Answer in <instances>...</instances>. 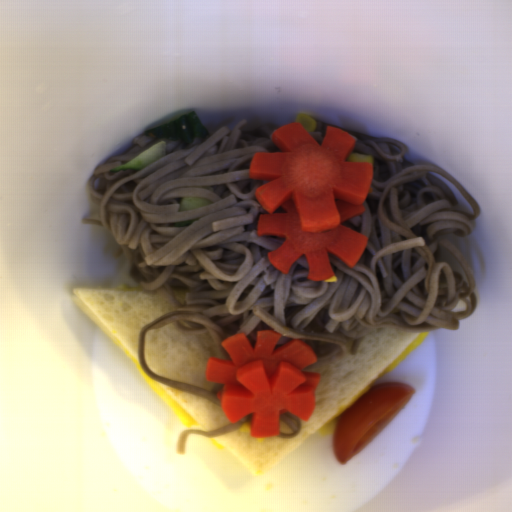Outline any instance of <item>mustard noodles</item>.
<instances>
[{"mask_svg": "<svg viewBox=\"0 0 512 512\" xmlns=\"http://www.w3.org/2000/svg\"><path fill=\"white\" fill-rule=\"evenodd\" d=\"M234 127L209 131L191 144L150 135L97 167L87 181L100 219H81L112 237L115 257L125 255L127 277L148 291H159L175 307L146 324L139 333L141 369L162 385L207 398L221 407L217 392L151 373L145 363V334L173 323L181 332L207 335L219 358L231 359L222 346L244 333L255 347L258 331L281 335L274 349L292 340L312 347L317 369L356 355L363 338L375 329L411 333L455 331L459 320L477 308L474 276L466 258L440 236L469 235L481 209L452 175L433 164L405 159L406 147L389 137H372L329 124L309 131L322 146L327 126L356 139L351 154L373 159L365 213L343 225L368 243L349 268L332 253L328 260L337 281H310L306 254L288 273L269 260L285 238L258 235L260 214H268L255 190L269 182L250 179L257 152H280L271 133L282 127L245 131ZM165 141L166 155L140 170L109 172L155 142ZM451 180L465 195L474 215L454 210L453 193L432 175ZM198 196L213 204L179 211L182 198ZM195 220L190 226L175 222ZM463 268L469 285L446 262L436 261L441 247Z\"/></svg>", "mask_w": 512, "mask_h": 512, "instance_id": "mustard-noodles-1", "label": "mustard noodles"}, {"mask_svg": "<svg viewBox=\"0 0 512 512\" xmlns=\"http://www.w3.org/2000/svg\"><path fill=\"white\" fill-rule=\"evenodd\" d=\"M247 421H251L250 416H248V415L245 416L244 418L238 420L235 423L231 422L228 425H225L223 427H220L218 429L211 430V431L184 430V431L180 432V434L178 436L176 454L183 455L185 453L188 438L192 434H198V435L205 436L210 439L214 436H219V435L227 434L230 432L238 431L243 427V425Z\"/></svg>", "mask_w": 512, "mask_h": 512, "instance_id": "mustard-noodles-2", "label": "mustard noodles"}, {"mask_svg": "<svg viewBox=\"0 0 512 512\" xmlns=\"http://www.w3.org/2000/svg\"><path fill=\"white\" fill-rule=\"evenodd\" d=\"M279 419H281L282 422L286 423L288 427L291 430V433H284L279 431V435L282 438H294L297 435L300 434L302 431V425H301V418L291 414V413H284L280 414Z\"/></svg>", "mask_w": 512, "mask_h": 512, "instance_id": "mustard-noodles-3", "label": "mustard noodles"}]
</instances>
